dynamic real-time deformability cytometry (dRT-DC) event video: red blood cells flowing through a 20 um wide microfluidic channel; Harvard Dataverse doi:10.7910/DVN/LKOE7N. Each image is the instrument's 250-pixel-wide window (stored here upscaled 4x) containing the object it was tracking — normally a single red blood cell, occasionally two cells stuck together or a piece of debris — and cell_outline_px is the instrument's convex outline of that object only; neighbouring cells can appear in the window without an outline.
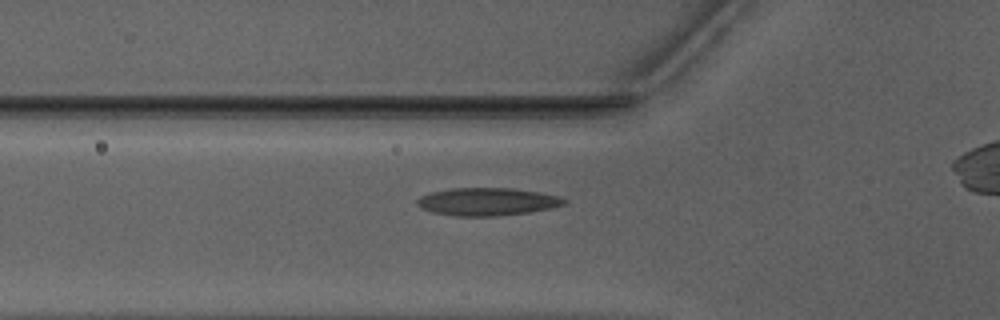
{"species": "Egyptian fruit bat (a non-hibernating species)", "species_latin": "Rousettus aegyptiacus", "temperature_condition": "warm", "stored_images_in_passage": 27, "camera_frame_rate_fps": 3000, "um_per_image_px": 0.085, "animal": {"sex": "male"}, "frame": {"image": 1, "passage_image": 2, "time_ms": 0.333, "image_size_px": [1000, 320], "cell_outline_px": [[568, 200], [564, 204], [552, 208], [532, 212], [496, 216], [456, 216], [432, 212], [416, 204], [416, 200], [420, 196], [428, 192], [452, 188], [512, 188], [540, 192], [560, 196]], "centroid_in_image_um": [41.44, 17.14], "position_along_channel_um": 84.4, "area_um2": 23.99}}
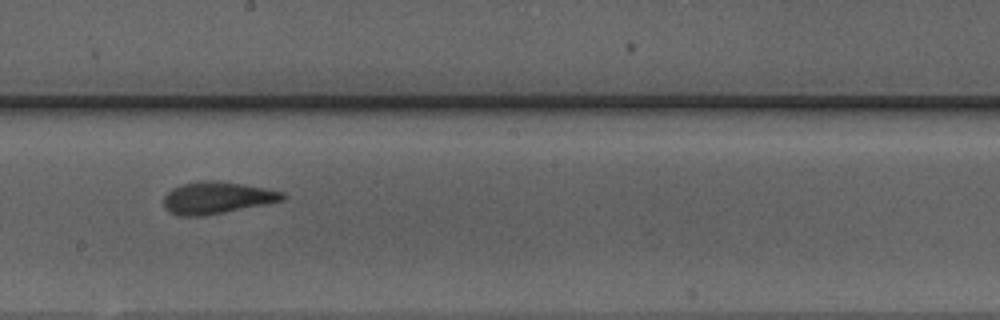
{"frame": {"image": 2, "passage_image": 13, "time_ms": 4.0, "image_size_px": [1000, 320], "cell_outline_px": [[288, 196], [284, 200], [204, 216], [180, 216], [164, 208], [164, 196], [172, 188], [180, 184], [200, 180], [216, 180], [264, 188], [284, 192]], "centroid_in_image_um": [18.42, 16.8], "position_along_channel_um": 229.8, "area_um2": 22.08}}
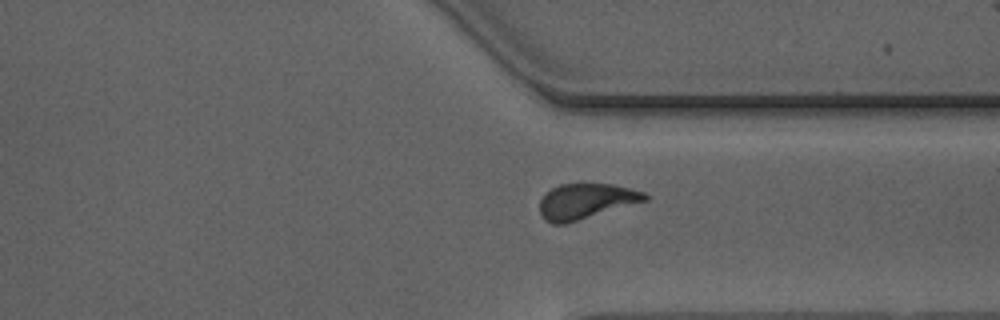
{"frame": {"image": 3, "passage_image": 23, "time_ms": 7.333, "image_size_px": [1000, 320], "cell_outline_px": [[648, 200], [564, 224], [552, 224], [544, 220], [540, 212], [540, 200], [544, 192], [560, 184], [612, 184], [644, 192], [648, 196]], "centroid_in_image_um": [49.76, 17.1], "position_along_channel_um": 361.6, "area_um2": 21.56}}